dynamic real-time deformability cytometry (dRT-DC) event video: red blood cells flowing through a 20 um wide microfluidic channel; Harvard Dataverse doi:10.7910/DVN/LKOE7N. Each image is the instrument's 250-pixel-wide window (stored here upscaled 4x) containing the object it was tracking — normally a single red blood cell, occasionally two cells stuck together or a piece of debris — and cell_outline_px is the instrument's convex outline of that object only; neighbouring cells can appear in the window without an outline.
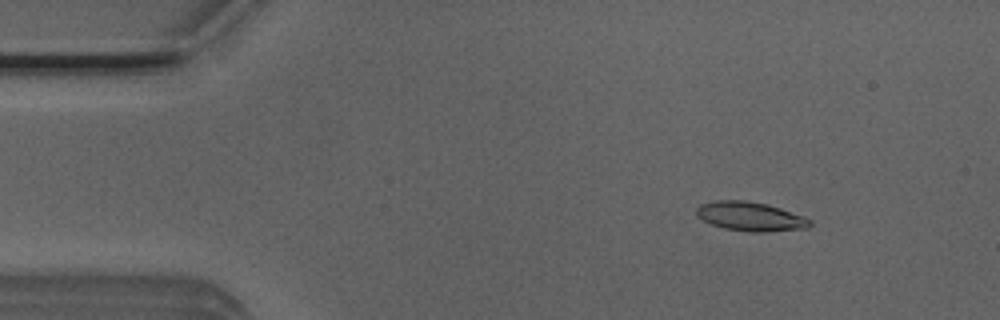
{"species": "Egyptian fruit bat (a non-hibernating species)", "species_latin": "Rousettus aegyptiacus", "temperature_condition": "room temperature", "stored_images_in_passage": 52, "camera_frame_rate_fps": 3000, "um_per_image_px": 0.085, "animal": {"sex": "male"}, "frame": {"image": 1, "passage_image": 7, "time_ms": 2.0, "image_size_px": [1000, 320], "cell_outline_px": [[812, 224], [808, 228], [764, 232], [752, 232], [724, 228], [712, 224], [704, 220], [696, 212], [696, 208], [700, 204], [716, 200], [744, 200], [768, 204], [804, 216], [812, 220]], "centroid_in_image_um": [63.82, 18.39], "position_along_channel_um": 21.2, "area_um2": 19.19}}
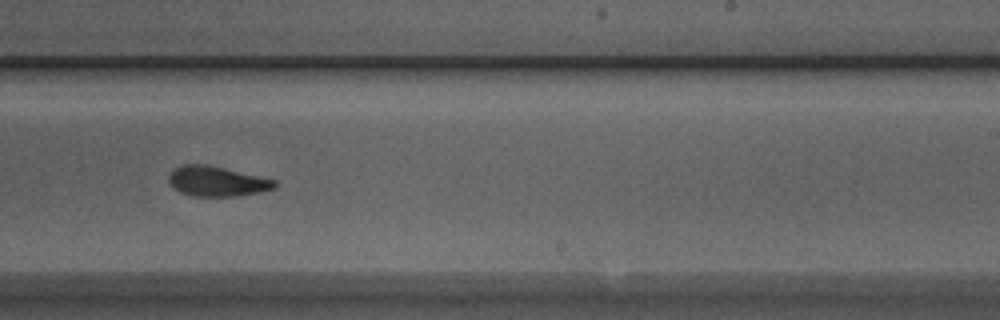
{"frame": {"image": 2, "passage_image": 32, "time_ms": 10.333, "image_size_px": [1000, 320], "cell_outline_px": [[276, 188], [260, 192], [236, 196], [192, 196], [180, 192], [168, 180], [168, 176], [180, 164], [208, 164], [276, 180]], "centroid_in_image_um": [18.45, 15.4], "position_along_channel_um": 270.5, "area_um2": 18.44}}
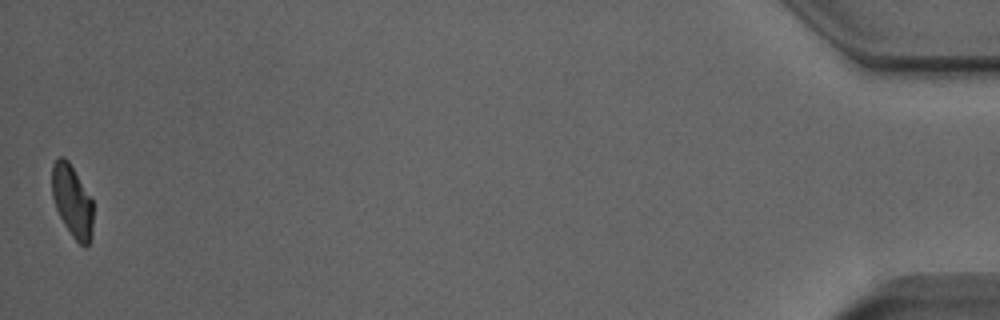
{"frame": {"image": 3, "passage_image": 52, "time_ms": 17.0, "image_size_px": [1000, 320], "cell_outline_px": [[92, 236], [88, 244], [84, 248], [72, 236], [64, 224], [56, 208], [52, 196], [52, 164], [60, 156], [64, 156], [68, 160], [92, 196]], "centroid_in_image_um": [6.15, 17.07], "position_along_channel_um": 429.1, "area_um2": 17.46}, "authors_computed_cell_mechanics": {"area_um2": 18.9295, "velocity_mm_per_s": 3.9076, "shape_relaxation_time_tau1_ms": 5.0603, "shape_relaxation_time_tau2_ms": 2.8069, "deformation_change_tau1": 0.1726, "deformation_change_tau2": 0.0985}}